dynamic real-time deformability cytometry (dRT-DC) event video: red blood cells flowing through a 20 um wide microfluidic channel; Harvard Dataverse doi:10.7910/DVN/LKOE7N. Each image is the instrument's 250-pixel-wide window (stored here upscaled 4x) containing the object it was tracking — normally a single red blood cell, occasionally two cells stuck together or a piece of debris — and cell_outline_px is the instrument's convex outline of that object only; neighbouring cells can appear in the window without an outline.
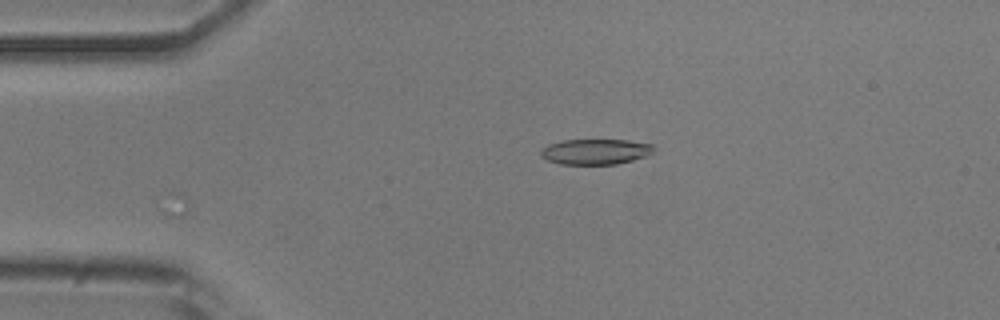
{"species": "common noctule bat (a hibernating species)", "species_latin": "Nyctalus noctula", "temperature_condition": "room temperature", "stored_images_in_passage": 2, "camera_frame_rate_fps": 3000, "um_per_image_px": 0.085, "animal": {"sex": "male", "body_mass_g": 20.5, "forearm_length_mm": 52.5}, "frame": {"image": 1, "passage_image": 1, "time_ms": 0.0, "image_size_px": [1000, 320], "cell_outline_px": [[656, 144], [652, 152], [644, 156], [632, 160], [616, 164], [560, 164], [548, 160], [540, 156], [540, 152], [548, 144], [564, 140], [628, 140]], "centroid_in_image_um": [50.63, 12.88], "position_along_channel_um": 34.4, "area_um2": 16.7}}